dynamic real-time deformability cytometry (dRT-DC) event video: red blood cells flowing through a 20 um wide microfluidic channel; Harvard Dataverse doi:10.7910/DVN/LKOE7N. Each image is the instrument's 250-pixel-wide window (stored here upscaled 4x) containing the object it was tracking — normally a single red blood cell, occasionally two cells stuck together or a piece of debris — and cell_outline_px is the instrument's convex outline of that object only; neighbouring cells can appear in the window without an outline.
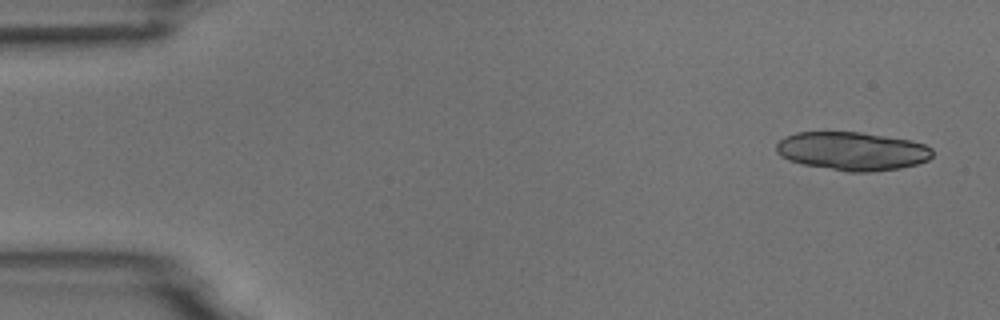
{"species": "common noctule bat (a hibernating species)", "species_latin": "Nyctalus noctula", "temperature_condition": "room temperature", "stored_images_in_passage": 5, "camera_frame_rate_fps": 3000, "um_per_image_px": 0.085, "animal": {"sex": "male", "body_mass_g": 18.8}, "frame": {"image": 1, "passage_image": 1, "time_ms": 0.0, "image_size_px": [1000, 320], "cell_outline_px": [[932, 156], [928, 160], [916, 164], [900, 168], [872, 172], [848, 172], [804, 164], [788, 160], [780, 156], [776, 152], [776, 144], [784, 136], [796, 132], [860, 132], [912, 140], [924, 144], [932, 148]], "centroid_in_image_um": [72.43, 12.84], "position_along_channel_um": 12.6, "area_um2": 35.14}}